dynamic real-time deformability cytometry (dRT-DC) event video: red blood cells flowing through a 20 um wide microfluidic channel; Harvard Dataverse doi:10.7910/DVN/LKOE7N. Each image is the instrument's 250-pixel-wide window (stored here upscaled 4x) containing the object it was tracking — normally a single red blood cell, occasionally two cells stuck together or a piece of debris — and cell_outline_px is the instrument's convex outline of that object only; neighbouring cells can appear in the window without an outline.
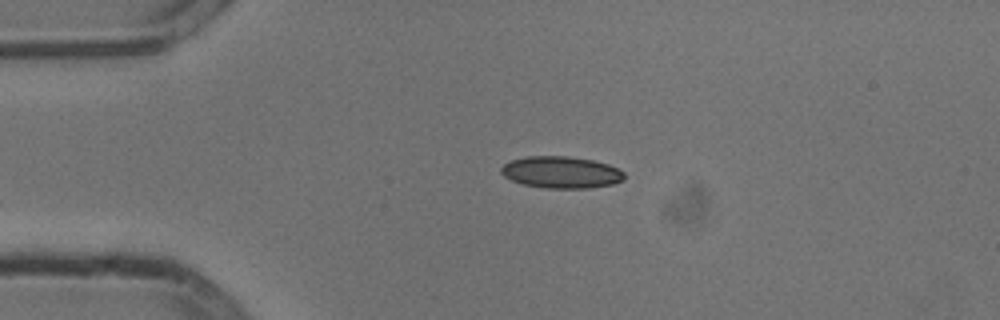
{"species": "common noctule bat (a hibernating species)", "species_latin": "Nyctalus noctula", "temperature_condition": "cold", "stored_images_in_passage": 14, "camera_frame_rate_fps": 3000, "um_per_image_px": 0.085, "animal": {"sex": "male", "body_mass_g": 13.3}, "frame": {"image": 1, "passage_image": 1, "time_ms": 0.0, "image_size_px": [1000, 320], "cell_outline_px": [[624, 180], [612, 184], [588, 188], [544, 188], [520, 184], [504, 176], [500, 172], [500, 168], [504, 164], [512, 160], [528, 156], [568, 156], [592, 160], [608, 164], [624, 172]], "centroid_in_image_um": [47.68, 14.65], "position_along_channel_um": 37.3, "area_um2": 22.83}}
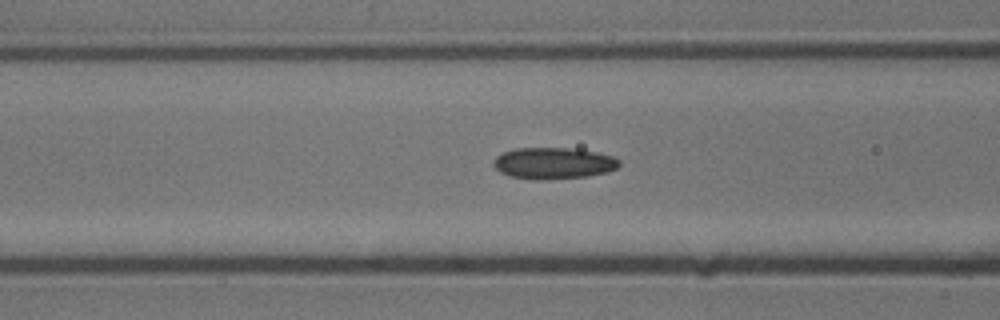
{"frame": {"image": 2, "passage_image": 10, "time_ms": 3.0, "image_size_px": [1000, 320], "cell_outline_px": [[620, 164], [616, 168], [608, 172], [588, 176], [548, 180], [532, 180], [508, 176], [500, 172], [492, 164], [496, 156], [504, 152], [516, 148], [568, 148], [596, 152], [612, 156], [620, 160]], "centroid_in_image_um": [47.03, 13.89], "position_along_channel_um": 119.6, "area_um2": 23.24}}
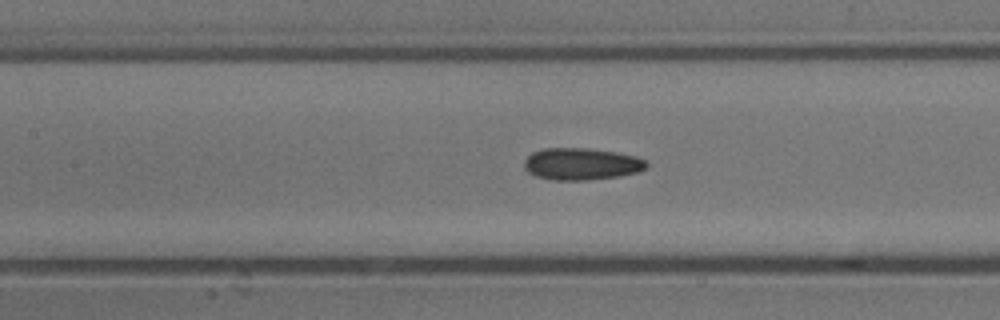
{"frame": {"image": 3, "passage_image": 13, "time_ms": 4.0, "image_size_px": [1000, 320], "cell_outline_px": [[648, 168], [640, 172], [620, 176], [588, 180], [552, 180], [536, 176], [528, 172], [524, 168], [524, 160], [532, 152], [544, 148], [588, 148], [616, 152], [636, 156], [644, 160], [648, 164]], "centroid_in_image_um": [49.44, 13.94], "position_along_channel_um": 158.0, "area_um2": 23.0}}